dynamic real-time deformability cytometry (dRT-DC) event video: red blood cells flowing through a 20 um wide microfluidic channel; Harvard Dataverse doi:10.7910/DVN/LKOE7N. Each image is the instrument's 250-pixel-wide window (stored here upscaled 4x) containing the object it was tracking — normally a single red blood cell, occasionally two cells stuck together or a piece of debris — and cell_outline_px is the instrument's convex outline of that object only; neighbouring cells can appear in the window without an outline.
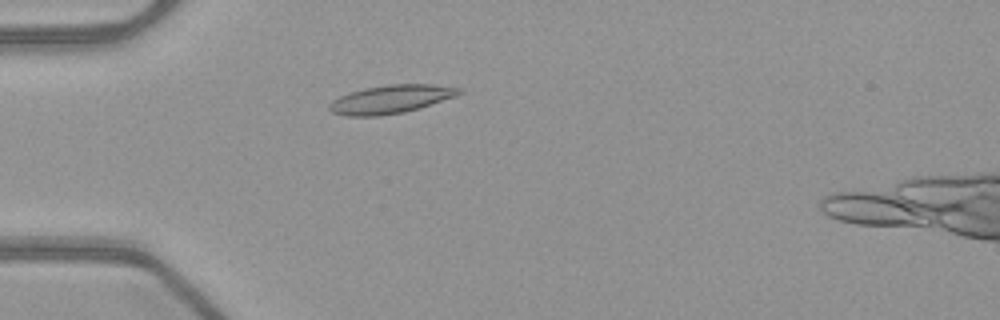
{"species": "common noctule bat (a hibernating species)", "species_latin": "Nyctalus noctula", "temperature_condition": "warm", "stored_images_in_passage": 50, "camera_frame_rate_fps": 3000, "um_per_image_px": 0.085, "animal": {"sex": "female", "body_mass_g": 21.9}, "frame": {"image": 1, "passage_image": 13, "time_ms": 4.0, "image_size_px": [1000, 320], "cell_outline_px": [[464, 92], [456, 96], [420, 108], [404, 112], [380, 116], [348, 116], [332, 112], [328, 108], [328, 104], [332, 100], [348, 92], [364, 88], [388, 84], [432, 84], [460, 88]], "centroid_in_image_um": [33.21, 8.43], "position_along_channel_um": 51.8, "area_um2": 21.56}}
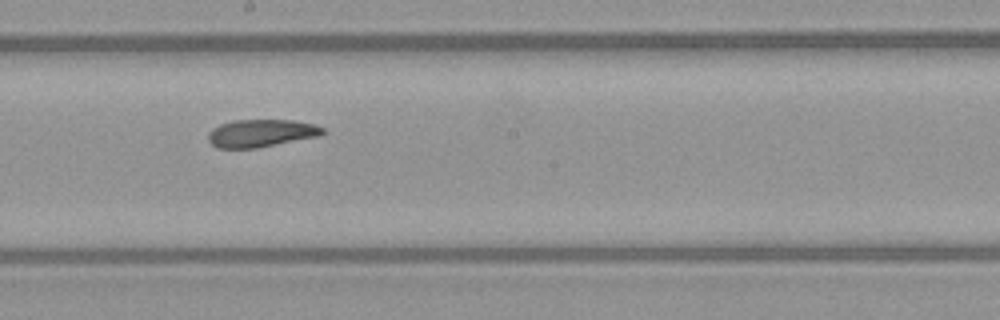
{"frame": {"image": 2, "passage_image": 27, "time_ms": 8.667, "image_size_px": [1000, 320], "cell_outline_px": [[328, 132], [320, 136], [256, 148], [216, 148], [208, 140], [208, 132], [212, 128], [220, 124], [232, 120], [292, 120], [316, 124], [324, 128]], "centroid_in_image_um": [22.22, 11.31], "position_along_channel_um": 226.0, "area_um2": 18.67}}
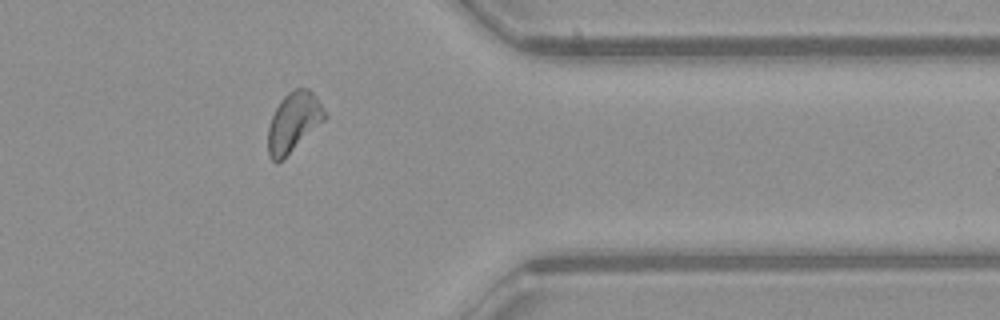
{"frame": {"image": 3, "passage_image": 40, "time_ms": 13.0, "image_size_px": [1000, 320], "cell_outline_px": [[328, 116], [284, 160], [276, 164], [268, 156], [268, 128], [272, 116], [280, 100], [288, 92], [296, 88], [308, 88], [316, 96]], "centroid_in_image_um": [24.94, 10.41], "position_along_channel_um": 386.5, "area_um2": 19.83}}